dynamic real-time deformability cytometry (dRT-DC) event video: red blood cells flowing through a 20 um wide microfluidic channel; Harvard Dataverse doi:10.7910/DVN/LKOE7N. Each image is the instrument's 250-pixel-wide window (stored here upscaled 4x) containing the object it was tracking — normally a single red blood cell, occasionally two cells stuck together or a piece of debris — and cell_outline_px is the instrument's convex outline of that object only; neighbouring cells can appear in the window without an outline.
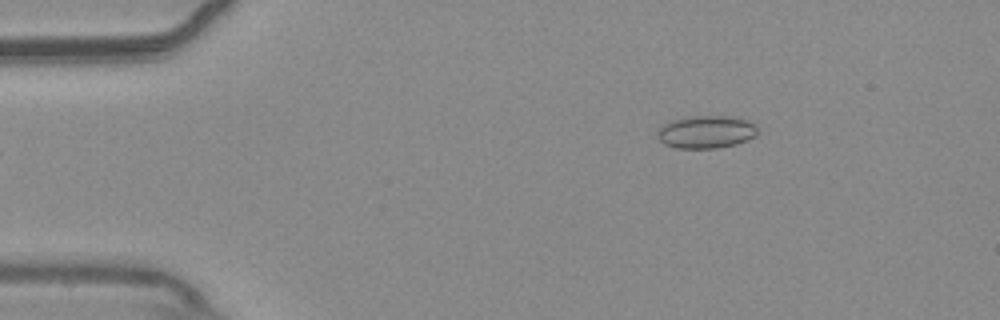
{"species": "common noctule bat (a hibernating species)", "species_latin": "Nyctalus noctula", "temperature_condition": "warm", "stored_images_in_passage": 47, "camera_frame_rate_fps": 3000, "um_per_image_px": 0.085, "animal": {"sex": "male", "body_mass_g": 20.4}, "frame": {"image": 1, "passage_image": 1, "time_ms": 0.0, "image_size_px": [1000, 320], "cell_outline_px": [[760, 132], [756, 136], [748, 140], [736, 144], [716, 148], [676, 148], [664, 144], [656, 136], [656, 132], [664, 124], [672, 120], [692, 116], [740, 116], [756, 124]], "centroid_in_image_um": [60.09, 11.2], "position_along_channel_um": 24.9, "area_um2": 19.48}}
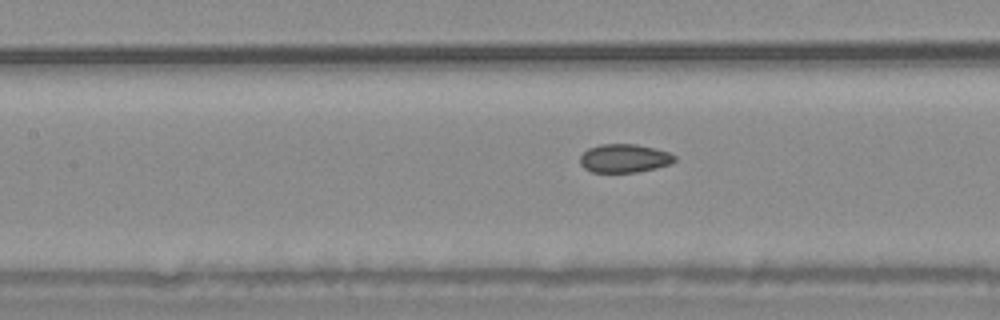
{"frame": {"image": 2, "passage_image": 17, "time_ms": 5.333, "image_size_px": [1000, 320], "cell_outline_px": [[676, 160], [672, 164], [656, 168], [636, 172], [592, 172], [584, 168], [580, 164], [580, 156], [588, 148], [600, 144], [636, 144], [668, 152], [676, 156]], "centroid_in_image_um": [53.07, 13.46], "position_along_channel_um": 154.3, "area_um2": 15.72}}
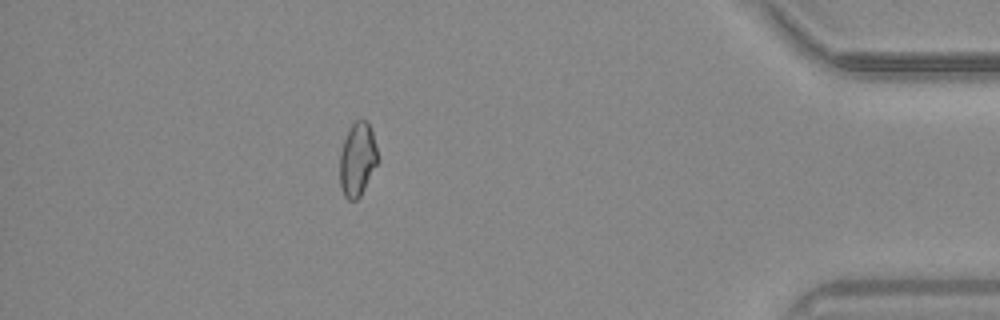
{"frame": {"image": 3, "passage_image": 41, "time_ms": 13.333, "image_size_px": [1000, 320], "cell_outline_px": [[376, 164], [360, 196], [356, 200], [348, 200], [344, 196], [340, 184], [340, 152], [344, 140], [352, 124], [356, 120], [368, 120], [372, 132], [376, 148]], "centroid_in_image_um": [30.35, 13.54], "position_along_channel_um": 404.8, "area_um2": 15.84}, "authors_computed_cell_mechanics": {"area_um2": 16.3574, "velocity_mm_per_s": 3.7093, "shape_relaxation_time_tau1_ms": null, "shape_relaxation_time_tau2_ms": 1.5214, "deformation_change_tau1": null, "deformation_change_tau2": 0.0557}}